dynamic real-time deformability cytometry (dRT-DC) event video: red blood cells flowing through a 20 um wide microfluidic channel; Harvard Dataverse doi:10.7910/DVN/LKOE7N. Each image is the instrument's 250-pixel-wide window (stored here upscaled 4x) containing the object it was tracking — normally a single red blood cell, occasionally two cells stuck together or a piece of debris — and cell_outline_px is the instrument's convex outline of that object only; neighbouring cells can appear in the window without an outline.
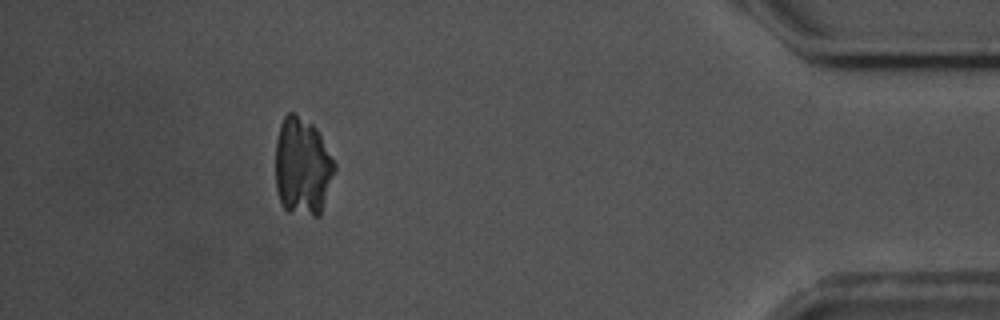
{"species": "common noctule bat (a hibernating species)", "species_latin": "Nyctalus noctula", "temperature_condition": "warm", "stored_images_in_passage": 44, "segment_of_instrument_passage": [1, 2], "camera_frame_rate_fps": 3000, "um_per_image_px": 0.085, "animal": {"sex": "male", "body_mass_g": 17.5, "forearm_length_mm": 52.3}, "frame": {"image": 1, "passage_image": 38, "time_ms": 12.333, "image_size_px": [1000, 320], "cell_outline_px": [[336, 172], [320, 216], [312, 216], [288, 212], [284, 208], [280, 200], [276, 188], [276, 140], [280, 124], [284, 116], [288, 112], [292, 112], [312, 124], [316, 128], [336, 164]], "centroid_in_image_um": [25.72, 14.19], "position_along_channel_um": 409.5, "area_um2": 33.99}}